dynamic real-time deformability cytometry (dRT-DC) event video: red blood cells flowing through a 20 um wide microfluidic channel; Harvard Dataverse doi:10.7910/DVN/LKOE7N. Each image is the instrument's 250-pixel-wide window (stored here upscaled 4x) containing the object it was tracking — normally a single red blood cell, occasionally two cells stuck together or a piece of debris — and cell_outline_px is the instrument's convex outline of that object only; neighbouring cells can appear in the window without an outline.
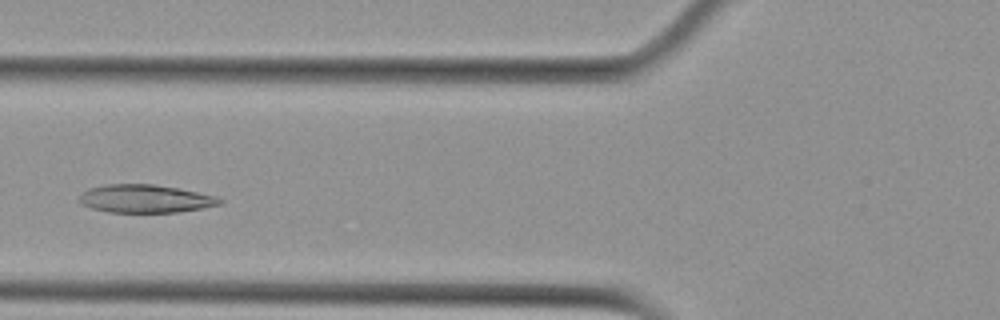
{"species": "Egyptian fruit bat (a non-hibernating species)", "species_latin": "Rousettus aegyptiacus", "temperature_condition": "cold", "stored_images_in_passage": 5, "camera_frame_rate_fps": 3000, "um_per_image_px": 0.085, "animal": {"sex": "female"}, "frame": {"image": 1, "passage_image": 5, "time_ms": 4.667, "image_size_px": [1000, 320], "cell_outline_px": [[224, 200], [220, 204], [200, 208], [176, 212], [108, 212], [92, 208], [84, 204], [80, 200], [80, 196], [88, 188], [104, 184], [152, 184], [176, 188], [216, 196]], "centroid_in_image_um": [12.34, 16.88], "position_along_channel_um": 113.5, "area_um2": 22.6}}